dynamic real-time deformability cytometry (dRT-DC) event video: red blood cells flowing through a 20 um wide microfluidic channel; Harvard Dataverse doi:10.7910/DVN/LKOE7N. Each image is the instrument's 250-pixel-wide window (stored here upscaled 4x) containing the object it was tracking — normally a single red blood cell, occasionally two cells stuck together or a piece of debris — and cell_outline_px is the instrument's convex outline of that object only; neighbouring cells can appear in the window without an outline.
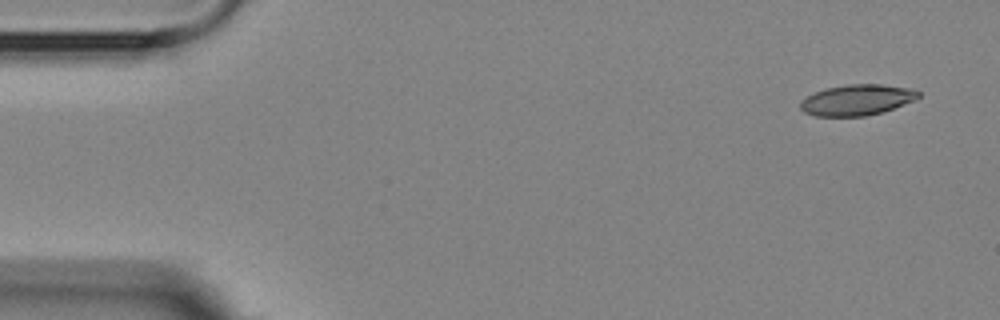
{"species": "Egyptian fruit bat (a non-hibernating species)", "species_latin": "Rousettus aegyptiacus", "temperature_condition": "room temperature", "stored_images_in_passage": 3, "camera_frame_rate_fps": 3000, "um_per_image_px": 0.085, "animal": {"sex": "female"}, "frame": {"image": 1, "passage_image": 1, "time_ms": 0.0, "image_size_px": [1000, 320], "cell_outline_px": [[920, 96], [916, 100], [880, 112], [864, 116], [816, 116], [804, 112], [800, 108], [800, 100], [824, 88], [848, 84], [884, 84], [912, 88], [920, 92]], "centroid_in_image_um": [72.85, 8.48], "position_along_channel_um": 12.2, "area_um2": 21.21}}